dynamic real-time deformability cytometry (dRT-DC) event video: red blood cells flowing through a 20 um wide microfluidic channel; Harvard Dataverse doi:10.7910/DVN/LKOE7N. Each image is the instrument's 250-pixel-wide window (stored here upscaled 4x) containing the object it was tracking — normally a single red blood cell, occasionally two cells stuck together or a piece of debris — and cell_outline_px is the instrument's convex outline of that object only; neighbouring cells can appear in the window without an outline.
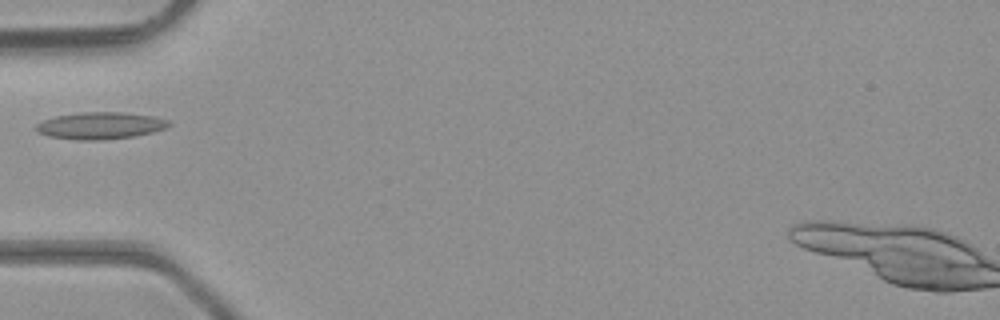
{"species": "common noctule bat (a hibernating species)", "species_latin": "Nyctalus noctula", "temperature_condition": "room temperature", "stored_images_in_passage": 4, "camera_frame_rate_fps": 3000, "um_per_image_px": 0.085, "animal": {"sex": "male", "body_mass_g": 23.1, "forearm_length_mm": 52.7}, "frame": {"image": 1, "passage_image": 4, "time_ms": 1.0, "image_size_px": [1000, 320], "cell_outline_px": [[172, 124], [164, 128], [152, 132], [136, 136], [104, 140], [76, 140], [48, 136], [36, 132], [36, 124], [44, 120], [56, 116], [80, 112], [124, 112], [156, 116], [168, 120]], "centroid_in_image_um": [8.54, 10.68], "position_along_channel_um": 76.5, "area_um2": 21.04}}